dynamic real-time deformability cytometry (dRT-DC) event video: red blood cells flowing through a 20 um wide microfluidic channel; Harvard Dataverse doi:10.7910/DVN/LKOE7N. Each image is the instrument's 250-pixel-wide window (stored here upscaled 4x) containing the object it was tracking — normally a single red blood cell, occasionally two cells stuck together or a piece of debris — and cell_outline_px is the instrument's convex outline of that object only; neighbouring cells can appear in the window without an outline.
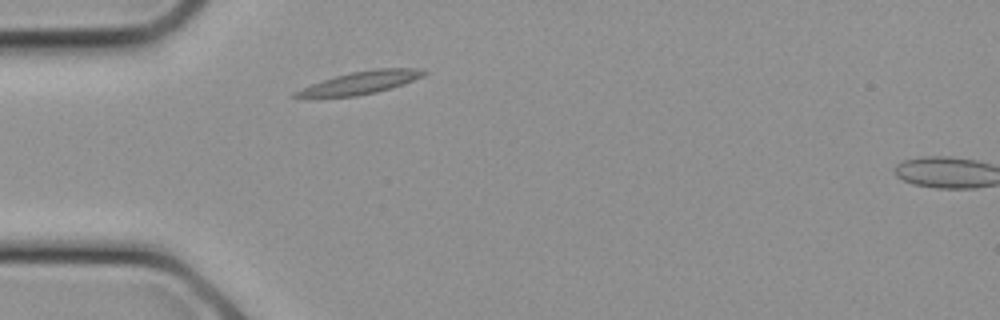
{"species": "common noctule bat (a hibernating species)", "species_latin": "Nyctalus noctula", "temperature_condition": "cold", "stored_images_in_passage": 2, "camera_frame_rate_fps": 3000, "um_per_image_px": 0.085, "animal": {"sex": "female", "body_mass_g": 21.9}, "frame": {"image": 1, "passage_image": 1, "time_ms": 0.0, "image_size_px": [1000, 320], "cell_outline_px": [[428, 72], [424, 76], [376, 92], [356, 96], [292, 96], [292, 92], [312, 84], [336, 76], [352, 72], [372, 68], [424, 68]], "centroid_in_image_um": [30.71, 6.99], "position_along_channel_um": 54.3, "area_um2": 16.42}}